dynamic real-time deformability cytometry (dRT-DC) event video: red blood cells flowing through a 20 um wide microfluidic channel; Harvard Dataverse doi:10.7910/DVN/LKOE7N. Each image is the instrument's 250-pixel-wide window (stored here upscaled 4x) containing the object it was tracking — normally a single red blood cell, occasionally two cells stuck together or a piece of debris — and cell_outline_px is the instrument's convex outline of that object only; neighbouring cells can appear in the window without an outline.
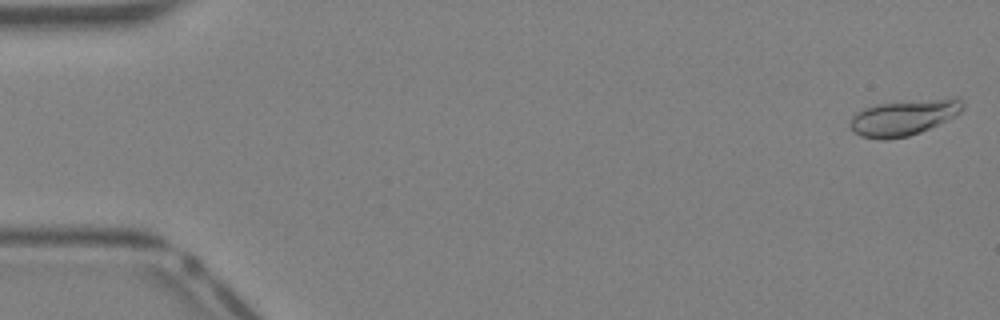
{"species": "Egyptian fruit bat (a non-hibernating species)", "species_latin": "Rousettus aegyptiacus", "temperature_condition": "warm", "stored_images_in_passage": 7, "camera_frame_rate_fps": 3000, "um_per_image_px": 0.085, "animal": {"sex": "female"}, "frame": {"image": 1, "passage_image": 1, "time_ms": 0.0, "image_size_px": [1000, 320], "cell_outline_px": [[964, 108], [956, 116], [940, 124], [920, 132], [908, 136], [884, 140], [880, 140], [860, 136], [852, 132], [852, 116], [856, 112], [864, 108], [876, 104], [952, 96], [960, 96], [964, 100]], "centroid_in_image_um": [76.91, 9.96], "position_along_channel_um": 8.1, "area_um2": 23.99}}